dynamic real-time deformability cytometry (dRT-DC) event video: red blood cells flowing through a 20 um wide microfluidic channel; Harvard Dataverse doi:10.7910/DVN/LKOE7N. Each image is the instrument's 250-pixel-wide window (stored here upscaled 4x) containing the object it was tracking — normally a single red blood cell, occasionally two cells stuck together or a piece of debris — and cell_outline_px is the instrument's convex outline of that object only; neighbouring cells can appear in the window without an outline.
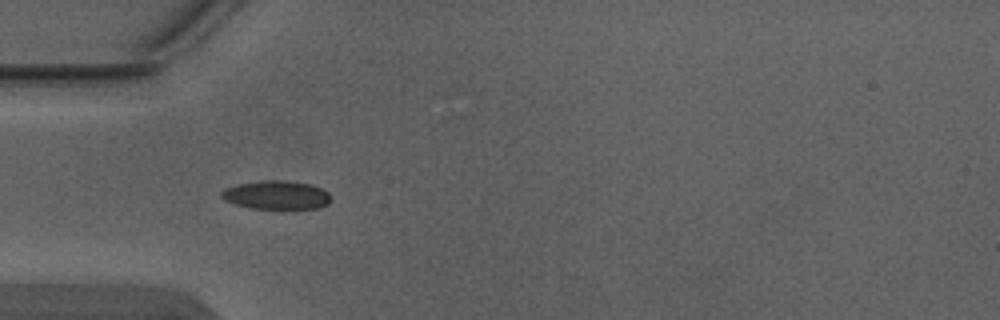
{"species": "Egyptian fruit bat (a non-hibernating species)", "species_latin": "Rousettus aegyptiacus", "temperature_condition": "warm", "stored_images_in_passage": 3, "camera_frame_rate_fps": 3000, "um_per_image_px": 0.085, "animal": {"sex": "male"}, "frame": {"image": 1, "passage_image": 1, "time_ms": 0.0, "image_size_px": [1000, 320], "cell_outline_px": [[332, 196], [328, 204], [320, 208], [252, 208], [236, 204], [224, 200], [220, 196], [220, 192], [224, 188], [236, 184], [264, 180], [284, 180], [312, 184], [328, 192]], "centroid_in_image_um": [23.49, 16.56], "position_along_channel_um": 61.5, "area_um2": 18.32}}
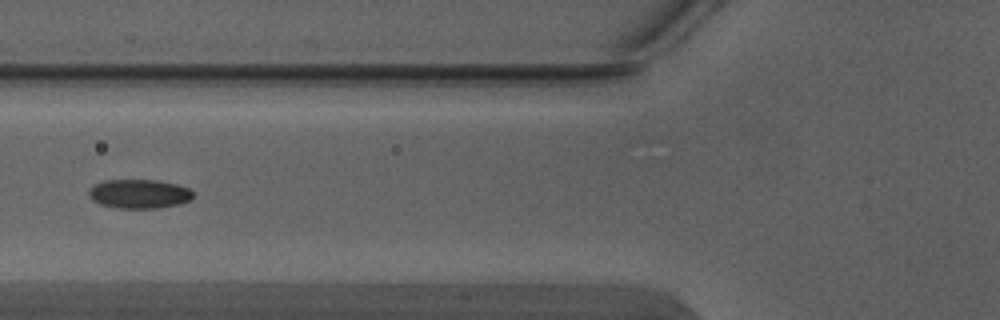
{"frame": {"image": 2, "passage_image": 2, "time_ms": 0.333, "image_size_px": [1000, 320], "cell_outline_px": [[192, 196], [188, 200], [180, 204], [160, 208], [116, 208], [100, 204], [92, 200], [88, 196], [88, 192], [96, 184], [104, 180], [156, 180], [176, 184], [188, 188], [192, 192]], "centroid_in_image_um": [11.81, 16.48], "position_along_channel_um": 114.0, "area_um2": 17.57}}
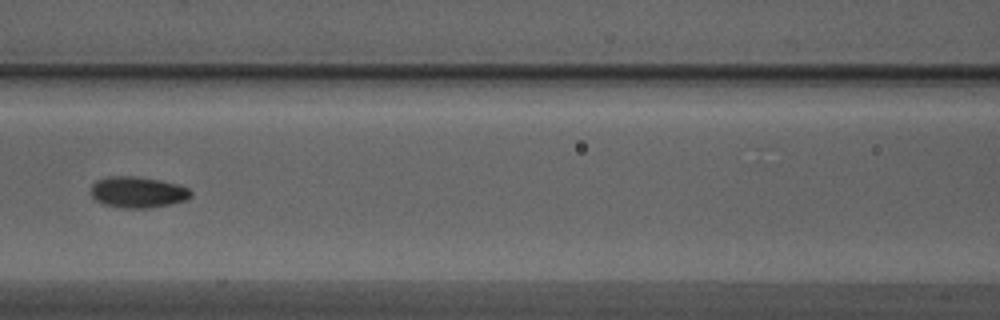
{"frame": {"image": 3, "passage_image": 3, "time_ms": 0.667, "image_size_px": [1000, 320], "cell_outline_px": [[192, 196], [184, 200], [152, 208], [124, 208], [104, 204], [96, 200], [92, 196], [92, 184], [96, 180], [108, 176], [136, 176], [160, 180], [176, 184], [188, 188], [192, 192]], "centroid_in_image_um": [11.7, 16.33], "position_along_channel_um": 154.9, "area_um2": 18.03}}